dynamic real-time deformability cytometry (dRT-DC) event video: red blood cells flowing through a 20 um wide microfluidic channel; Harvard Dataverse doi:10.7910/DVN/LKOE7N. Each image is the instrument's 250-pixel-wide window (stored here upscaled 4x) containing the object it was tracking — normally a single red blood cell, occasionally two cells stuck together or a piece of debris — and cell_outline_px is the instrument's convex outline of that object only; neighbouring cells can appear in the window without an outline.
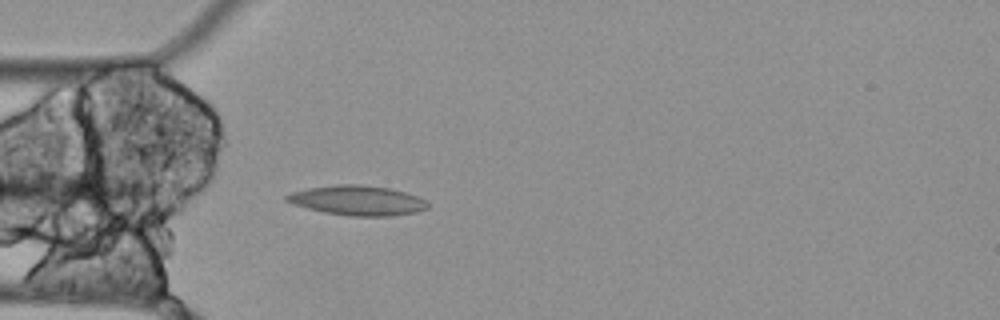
{"species": "Egyptian fruit bat (a non-hibernating species)", "species_latin": "Rousettus aegyptiacus", "temperature_condition": "cold", "stored_images_in_passage": 5, "camera_frame_rate_fps": 3000, "um_per_image_px": 0.085, "animal": {"sex": "female"}, "frame": {"image": 1, "passage_image": 1, "time_ms": 0.0, "image_size_px": [1000, 320], "cell_outline_px": [[428, 208], [416, 212], [392, 216], [348, 216], [324, 212], [292, 204], [284, 200], [284, 196], [292, 192], [308, 188], [336, 184], [360, 184], [388, 188], [404, 192], [416, 196], [424, 200], [428, 204]], "centroid_in_image_um": [30.35, 17.04], "position_along_channel_um": 54.6, "area_um2": 24.45}}
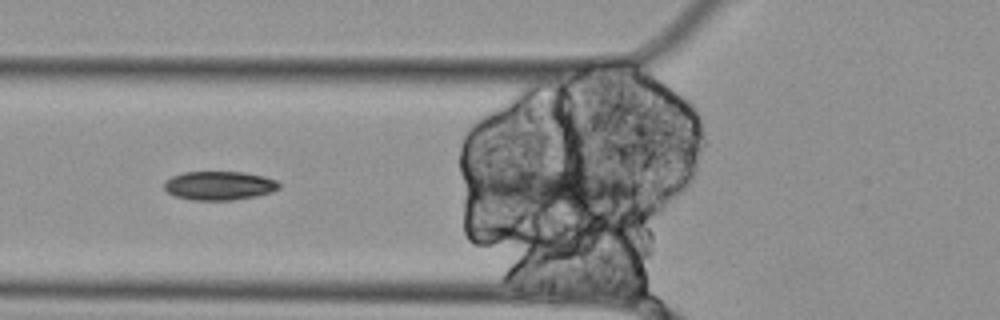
{"frame": {"image": 2, "passage_image": 3, "time_ms": 0.667, "image_size_px": [1000, 320], "cell_outline_px": [[280, 188], [272, 192], [256, 196], [232, 200], [192, 200], [176, 196], [168, 192], [164, 188], [164, 180], [172, 176], [184, 172], [244, 172], [264, 176], [276, 180], [280, 184]], "centroid_in_image_um": [18.64, 15.77], "position_along_channel_um": 107.2, "area_um2": 19.36}}